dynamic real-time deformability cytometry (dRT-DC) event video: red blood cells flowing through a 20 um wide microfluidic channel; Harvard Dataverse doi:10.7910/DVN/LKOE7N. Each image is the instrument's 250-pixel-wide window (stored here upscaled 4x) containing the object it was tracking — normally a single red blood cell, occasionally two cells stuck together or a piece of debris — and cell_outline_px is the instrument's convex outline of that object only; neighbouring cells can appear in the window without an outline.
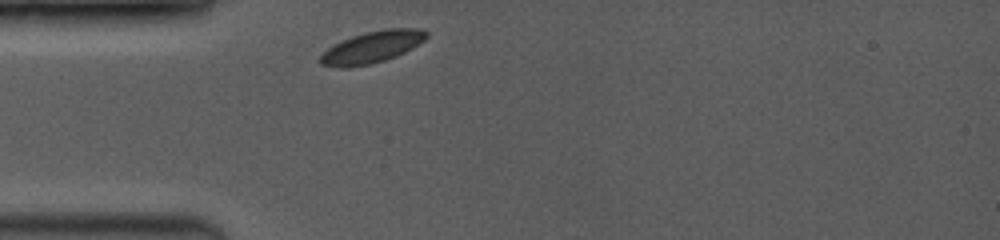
{"species": "common noctule bat (a hibernating species)", "species_latin": "Nyctalus noctula", "temperature_condition": "room temperature", "stored_images_in_passage": 29, "segment_of_instrument_passage": [1, 2], "camera_frame_rate_fps": 3500, "um_per_image_px": 0.085, "animal": {"sex": "female", "body_mass_g": 19.0, "forearm_length_mm": 53.3}, "frame": {"image": 1, "passage_image": 1, "time_ms": 0.0, "image_size_px": [1000, 240], "cell_outline_px": [[428, 36], [424, 40], [412, 48], [396, 56], [384, 60], [368, 64], [344, 68], [340, 68], [320, 64], [320, 56], [328, 48], [340, 40], [352, 36], [384, 28], [420, 28], [428, 32]], "centroid_in_image_um": [31.63, 3.99], "position_along_channel_um": 53.4, "area_um2": 19.54}}
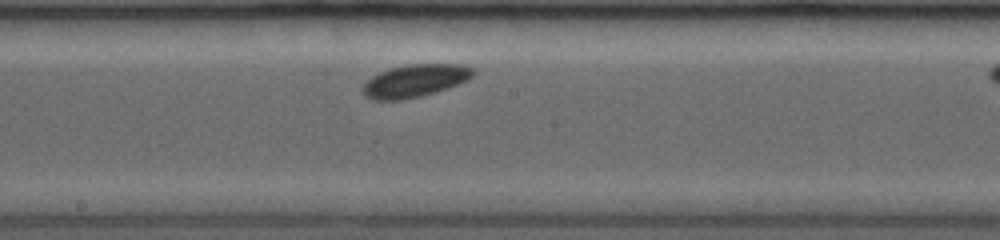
{"frame": {"image": 2, "passage_image": 13, "time_ms": 4.286, "image_size_px": [1000, 240], "cell_outline_px": [[476, 72], [468, 80], [448, 88], [436, 92], [420, 96], [400, 100], [372, 100], [364, 96], [364, 84], [372, 76], [388, 68], [408, 64], [464, 64], [472, 68]], "centroid_in_image_um": [35.29, 6.86], "position_along_channel_um": 212.9, "area_um2": 21.04}}
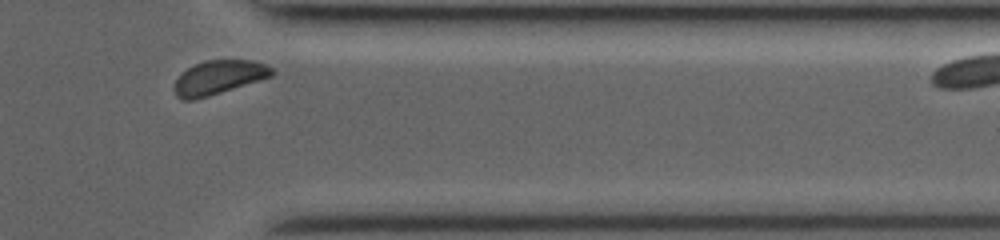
{"frame": {"image": 3, "passage_image": 26, "time_ms": 8.857, "image_size_px": [1000, 240], "cell_outline_px": [[276, 72], [272, 76], [208, 96], [192, 100], [180, 100], [176, 96], [176, 80], [188, 68], [204, 60], [252, 60], [264, 64], [272, 68]], "centroid_in_image_um": [18.61, 6.57], "position_along_channel_um": 392.8, "area_um2": 18.9}}